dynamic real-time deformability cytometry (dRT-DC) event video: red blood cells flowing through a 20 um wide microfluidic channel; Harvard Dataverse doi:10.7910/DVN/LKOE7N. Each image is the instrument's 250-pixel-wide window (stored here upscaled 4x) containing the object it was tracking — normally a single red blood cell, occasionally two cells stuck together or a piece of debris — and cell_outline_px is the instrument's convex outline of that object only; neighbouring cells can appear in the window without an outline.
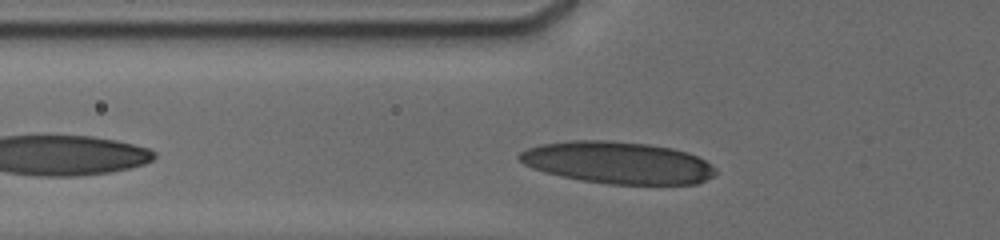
{"species": "human", "species_latin": "Homo sapiens", "temperature_condition": "cold", "stored_images_in_passage": 30, "camera_frame_rate_fps": 3000, "um_per_image_px": 0.085, "donor": {"sex": "male"}, "frame": {"image": 1, "passage_image": 8, "time_ms": 1.667, "image_size_px": [1000, 240], "cell_outline_px": [[716, 176], [696, 184], [608, 184], [580, 180], [560, 176], [544, 172], [532, 168], [524, 164], [516, 156], [520, 152], [528, 148], [540, 144], [572, 140], [608, 140], [648, 144], [672, 148], [688, 152], [704, 160], [716, 168]], "centroid_in_image_um": [52.5, 13.83], "position_along_channel_um": 73.3, "area_um2": 48.26}}
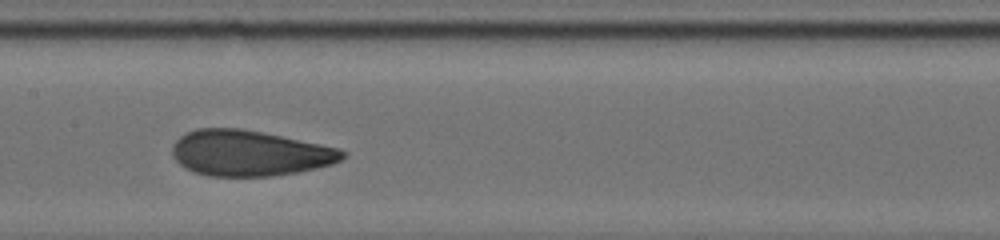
{"frame": {"image": 2, "passage_image": 22, "time_ms": 4.667, "image_size_px": [1000, 240], "cell_outline_px": [[348, 156], [332, 164], [316, 168], [296, 172], [272, 176], [208, 176], [192, 172], [184, 168], [172, 156], [172, 144], [180, 136], [196, 128], [240, 128], [340, 148], [348, 152]], "centroid_in_image_um": [21.19, 13.02], "position_along_channel_um": 186.2, "area_um2": 45.37}}
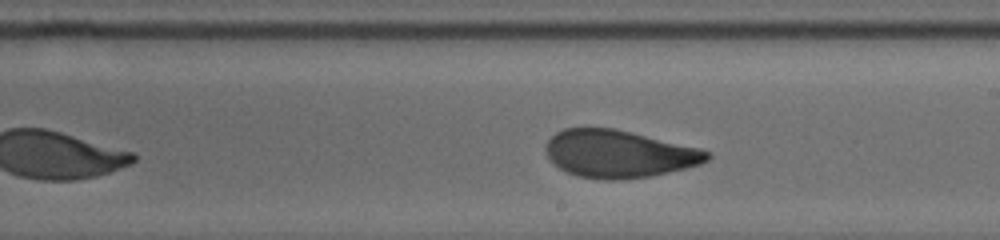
{"frame": {"image": 3, "passage_image": 27, "time_ms": 6.0, "image_size_px": [1000, 240], "cell_outline_px": [[712, 156], [708, 160], [700, 164], [668, 172], [648, 176], [616, 180], [604, 180], [576, 176], [560, 168], [548, 156], [544, 148], [548, 140], [556, 132], [564, 128], [616, 128], [700, 148], [712, 152]], "centroid_in_image_um": [52.62, 13.07], "position_along_channel_um": 236.4, "area_um2": 44.62}}